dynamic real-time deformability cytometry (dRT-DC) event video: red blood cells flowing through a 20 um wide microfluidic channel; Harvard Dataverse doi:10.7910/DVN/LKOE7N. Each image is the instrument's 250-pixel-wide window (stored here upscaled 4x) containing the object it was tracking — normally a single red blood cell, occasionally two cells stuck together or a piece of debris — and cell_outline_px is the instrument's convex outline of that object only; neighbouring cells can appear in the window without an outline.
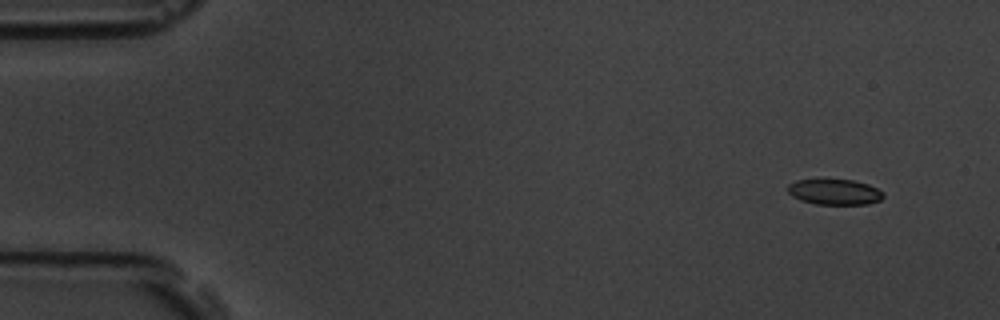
{"species": "common noctule bat (a hibernating species)", "species_latin": "Nyctalus noctula", "temperature_condition": "room temperature", "stored_images_in_passage": 5, "camera_frame_rate_fps": 3000, "um_per_image_px": 0.085, "animal": {"sex": "male", "body_mass_g": 19.5, "forearm_length_mm": 54.6}, "frame": {"image": 1, "passage_image": 1, "time_ms": 0.0, "image_size_px": [1000, 320], "cell_outline_px": [[884, 196], [880, 200], [868, 204], [816, 204], [800, 200], [792, 196], [788, 192], [788, 184], [796, 180], [852, 180], [868, 184], [884, 192]], "centroid_in_image_um": [70.94, 16.32], "position_along_channel_um": 14.1, "area_um2": 14.16}}